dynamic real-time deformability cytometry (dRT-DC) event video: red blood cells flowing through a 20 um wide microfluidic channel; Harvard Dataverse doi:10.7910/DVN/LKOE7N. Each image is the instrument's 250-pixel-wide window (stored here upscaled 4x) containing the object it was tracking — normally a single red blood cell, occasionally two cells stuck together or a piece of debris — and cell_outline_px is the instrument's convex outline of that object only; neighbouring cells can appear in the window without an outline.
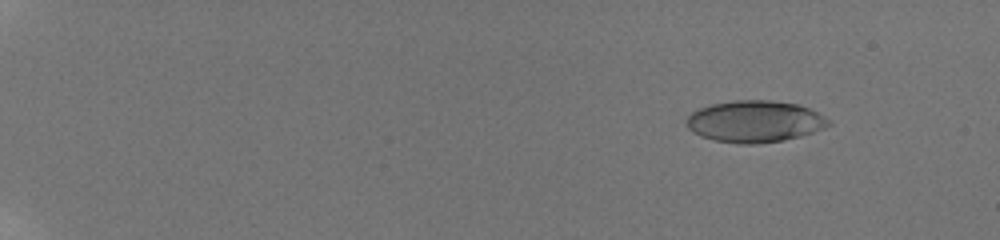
{"species": "human", "species_latin": "Homo sapiens", "temperature_condition": "room temperature", "stored_images_in_passage": 12, "camera_frame_rate_fps": 3000, "um_per_image_px": 0.085, "donor": {"sex": "male"}, "frame": {"image": 1, "passage_image": 3, "time_ms": 1.667, "image_size_px": [1000, 240], "cell_outline_px": [[832, 124], [824, 128], [800, 136], [784, 140], [756, 144], [740, 144], [712, 140], [700, 136], [692, 132], [688, 128], [688, 116], [692, 112], [700, 108], [712, 104], [732, 100], [772, 100], [796, 104], [808, 108], [824, 116]], "centroid_in_image_um": [64.14, 10.33], "position_along_channel_um": 20.9, "area_um2": 34.45}}
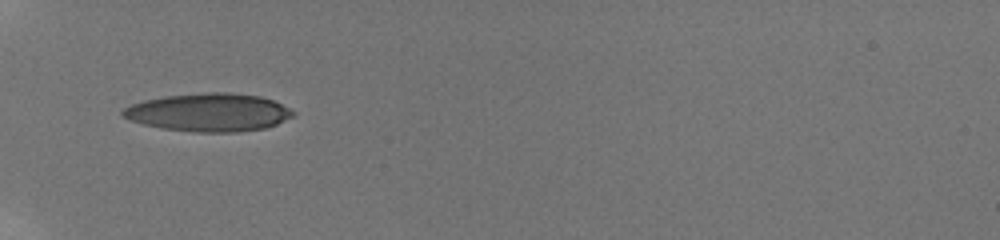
{"frame": {"image": 2, "passage_image": 11, "time_ms": 7.0, "image_size_px": [1000, 240], "cell_outline_px": [[296, 116], [276, 124], [264, 128], [236, 132], [196, 132], [164, 128], [144, 124], [120, 116], [120, 112], [124, 108], [132, 104], [144, 100], [164, 96], [204, 92], [228, 92], [260, 96], [272, 100], [296, 112]], "centroid_in_image_um": [17.76, 9.54], "position_along_channel_um": 67.2, "area_um2": 37.74}}